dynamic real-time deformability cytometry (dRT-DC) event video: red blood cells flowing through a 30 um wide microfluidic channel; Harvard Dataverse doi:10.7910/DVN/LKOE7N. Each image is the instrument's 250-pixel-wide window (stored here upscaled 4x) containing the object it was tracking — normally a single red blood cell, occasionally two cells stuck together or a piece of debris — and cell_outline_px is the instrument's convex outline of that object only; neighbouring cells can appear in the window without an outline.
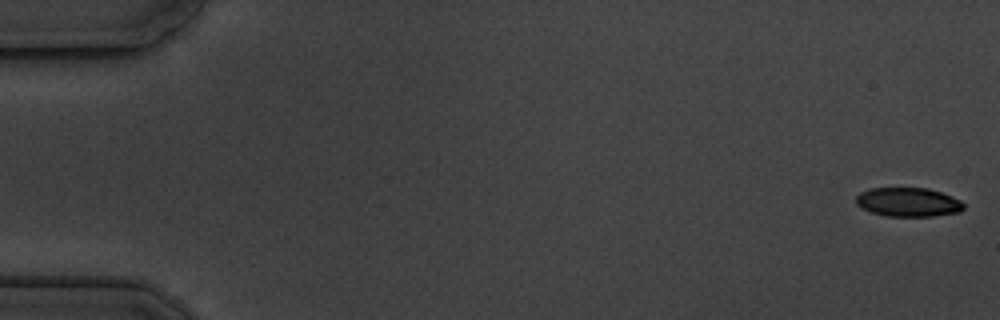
{"species": "common noctule bat (a hibernating species)", "species_latin": "Nyctalus noctula", "temperature_condition": "cold", "stored_images_in_passage": 7, "camera_frame_rate_fps": 3000, "um_per_image_px": 0.085, "animal": {"sex": "male", "body_mass_g": 19.5, "forearm_length_mm": 54.6}, "frame": {"image": 1, "passage_image": 1, "time_ms": 0.0, "image_size_px": [1000, 320], "cell_outline_px": [[964, 208], [960, 212], [932, 216], [884, 216], [872, 212], [856, 204], [856, 196], [860, 192], [868, 188], [928, 188], [952, 196], [960, 200], [964, 204]], "centroid_in_image_um": [77.2, 17.17], "position_along_channel_um": 7.8, "area_um2": 18.21}}
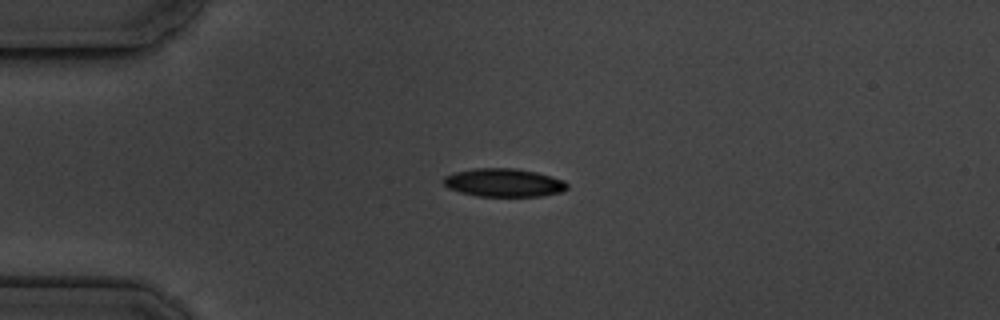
{"frame": {"image": 2, "passage_image": 5, "time_ms": 4.333, "image_size_px": [1000, 320], "cell_outline_px": [[568, 188], [564, 192], [540, 196], [476, 196], [460, 192], [448, 188], [440, 180], [444, 176], [452, 172], [476, 168], [516, 168], [536, 172], [552, 176], [564, 180], [568, 184]], "centroid_in_image_um": [42.81, 15.52], "position_along_channel_um": 42.2, "area_um2": 20.69}}